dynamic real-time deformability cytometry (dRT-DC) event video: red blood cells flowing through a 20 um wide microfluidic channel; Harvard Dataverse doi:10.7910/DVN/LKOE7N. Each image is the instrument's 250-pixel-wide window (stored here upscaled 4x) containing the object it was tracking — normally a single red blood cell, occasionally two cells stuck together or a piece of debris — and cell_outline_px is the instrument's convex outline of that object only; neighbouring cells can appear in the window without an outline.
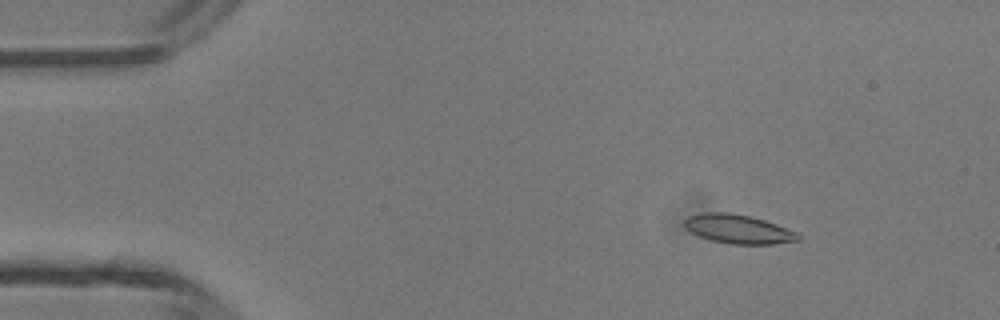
{"species": "common noctule bat (a hibernating species)", "species_latin": "Nyctalus noctula", "temperature_condition": "room temperature", "stored_images_in_passage": 48, "camera_frame_rate_fps": 3000, "um_per_image_px": 0.085, "animal": {"sex": "male", "body_mass_g": 13.3}, "frame": {"image": 1, "passage_image": 7, "time_ms": 2.0, "image_size_px": [1000, 320], "cell_outline_px": [[800, 240], [772, 244], [732, 244], [712, 240], [700, 236], [692, 232], [684, 224], [684, 220], [688, 216], [704, 212], [728, 212], [752, 216], [776, 224], [796, 232], [800, 236]], "centroid_in_image_um": [62.76, 19.46], "position_along_channel_um": 22.2, "area_um2": 19.02}}
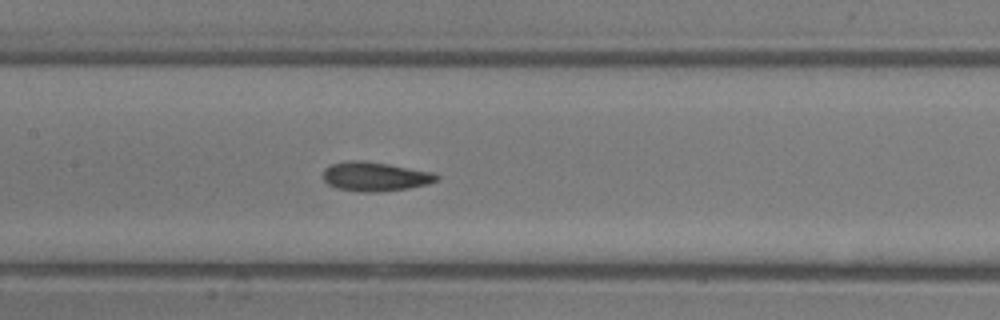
{"frame": {"image": 2, "passage_image": 23, "time_ms": 7.333, "image_size_px": [1000, 320], "cell_outline_px": [[440, 176], [436, 180], [424, 184], [408, 188], [380, 192], [356, 192], [336, 188], [328, 184], [324, 180], [324, 168], [332, 164], [348, 160], [364, 160], [388, 164], [428, 172]], "centroid_in_image_um": [31.79, 15.01], "position_along_channel_um": 175.6, "area_um2": 19.07}}
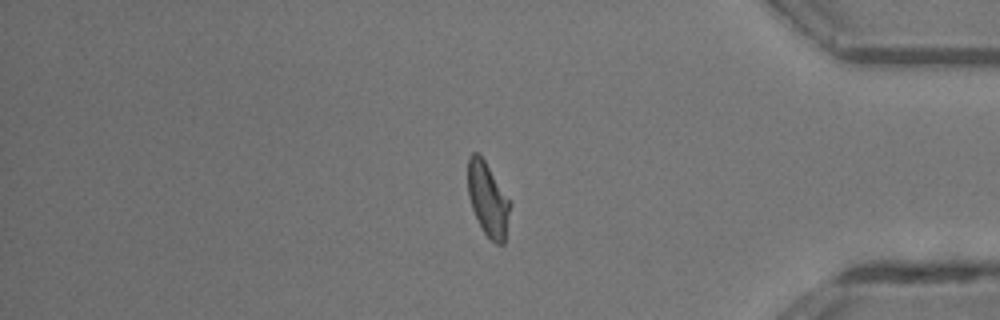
{"frame": {"image": 3, "passage_image": 40, "time_ms": 13.0, "image_size_px": [1000, 320], "cell_outline_px": [[508, 212], [504, 244], [496, 244], [484, 232], [472, 208], [468, 196], [468, 156], [472, 152], [476, 152], [484, 160], [508, 200]], "centroid_in_image_um": [41.41, 16.93], "position_along_channel_um": 393.8, "area_um2": 17.17}, "authors_computed_cell_mechanics": {"area_um2": 18.9584, "velocity_mm_per_s": 4.3796, "shape_relaxation_time_tau1_ms": 4.2798, "shape_relaxation_time_tau2_ms": 1.7878, "deformation_change_tau1": 0.1349, "deformation_change_tau2": 0.087}}